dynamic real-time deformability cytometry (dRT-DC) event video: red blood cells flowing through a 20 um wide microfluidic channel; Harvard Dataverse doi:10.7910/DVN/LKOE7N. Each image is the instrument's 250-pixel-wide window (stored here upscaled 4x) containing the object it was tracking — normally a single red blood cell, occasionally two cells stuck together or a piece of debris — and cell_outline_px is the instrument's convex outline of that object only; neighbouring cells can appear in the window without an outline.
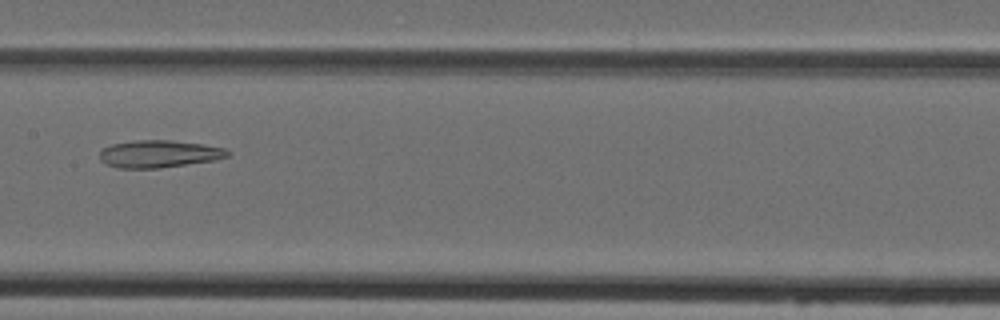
{"species": "Egyptian fruit bat (a non-hibernating species)", "species_latin": "Rousettus aegyptiacus", "temperature_condition": "cold", "stored_images_in_passage": 33, "camera_frame_rate_fps": 3000, "um_per_image_px": 0.085, "animal": {"sex": "female"}, "frame": {"image": 1, "passage_image": 15, "time_ms": 4.667, "image_size_px": [1000, 320], "cell_outline_px": [[228, 156], [216, 160], [160, 168], [116, 168], [104, 164], [100, 160], [100, 152], [104, 148], [112, 144], [132, 140], [172, 140], [204, 144], [224, 148], [228, 152]], "centroid_in_image_um": [13.49, 13.08], "position_along_channel_um": 193.9, "area_um2": 20.52}}
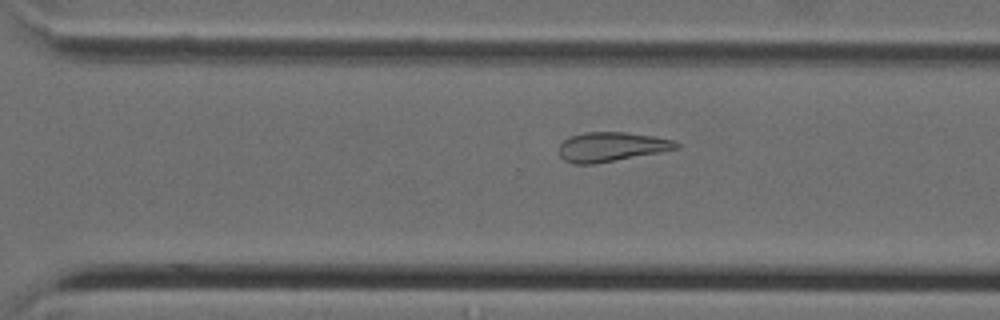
{"frame": {"image": 2, "passage_image": 24, "time_ms": 7.667, "image_size_px": [1000, 320], "cell_outline_px": [[680, 148], [660, 152], [592, 164], [572, 164], [564, 160], [560, 156], [560, 144], [564, 140], [572, 136], [584, 132], [624, 132], [652, 136], [672, 140], [680, 144]], "centroid_in_image_um": [51.96, 12.48], "position_along_channel_um": 318.6, "area_um2": 19.83}}
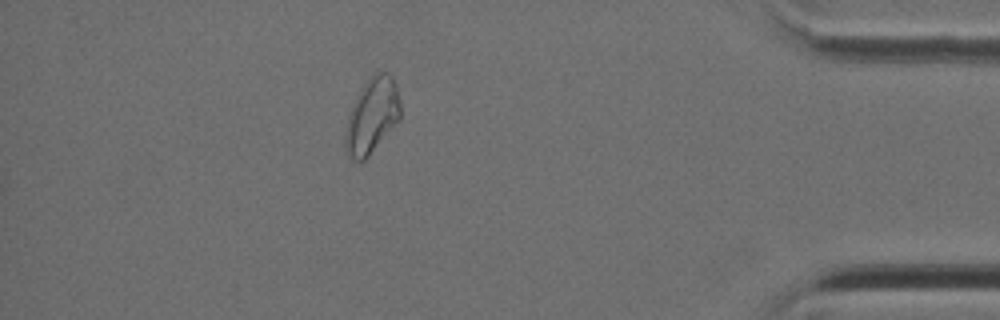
{"frame": {"image": 3, "passage_image": 33, "time_ms": 10.667, "image_size_px": [1000, 320], "cell_outline_px": [[400, 120], [368, 156], [364, 160], [352, 160], [348, 156], [344, 148], [344, 132], [348, 116], [364, 84], [372, 72], [388, 72], [392, 76], [396, 84], [400, 100]], "centroid_in_image_um": [31.62, 9.84], "position_along_channel_um": 403.6, "area_um2": 24.22}}